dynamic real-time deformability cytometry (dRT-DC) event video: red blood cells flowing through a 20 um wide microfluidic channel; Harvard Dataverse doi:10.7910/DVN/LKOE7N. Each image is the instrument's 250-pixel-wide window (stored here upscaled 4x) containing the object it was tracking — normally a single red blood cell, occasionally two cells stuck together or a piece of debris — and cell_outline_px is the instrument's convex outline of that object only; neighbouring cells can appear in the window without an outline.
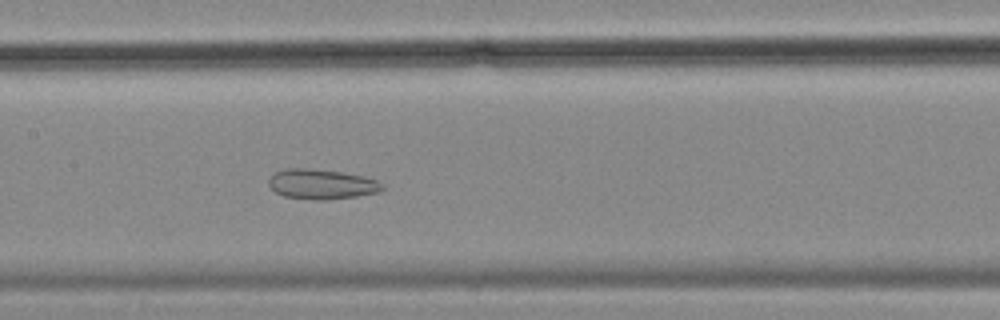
{"species": "common noctule bat (a hibernating species)", "species_latin": "Nyctalus noctula", "temperature_condition": "cold", "stored_images_in_passage": 42, "camera_frame_rate_fps": 3000, "um_per_image_px": 0.085, "animal": {"sex": "female", "body_mass_g": 18.4}, "frame": {"image": 1, "passage_image": 12, "time_ms": 3.667, "image_size_px": [1000, 320], "cell_outline_px": [[384, 188], [380, 192], [356, 196], [324, 200], [312, 200], [284, 196], [276, 192], [268, 184], [268, 180], [276, 172], [284, 168], [312, 168], [340, 172], [364, 176], [376, 180], [384, 184]], "centroid_in_image_um": [27.35, 15.65], "position_along_channel_um": 180.1, "area_um2": 19.88}}
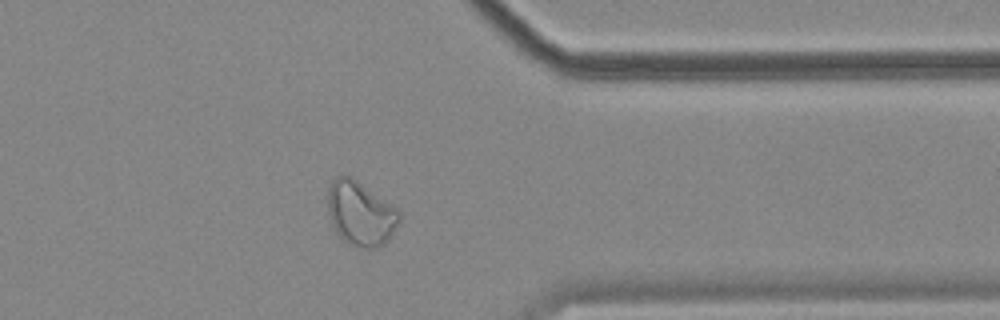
{"frame": {"image": 2, "passage_image": 30, "time_ms": 9.667, "image_size_px": [1000, 320], "cell_outline_px": [[400, 224], [388, 240], [384, 244], [376, 248], [364, 248], [352, 244], [344, 240], [336, 232], [332, 224], [328, 212], [328, 188], [332, 180], [336, 176], [352, 176], [396, 208], [400, 212]], "centroid_in_image_um": [30.66, 18.14], "position_along_channel_um": 380.7, "area_um2": 26.76}}
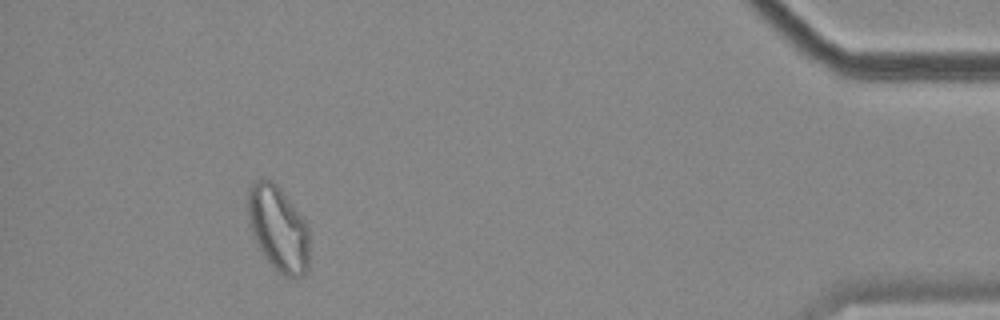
{"frame": {"image": 3, "passage_image": 37, "time_ms": 12.0, "image_size_px": [1000, 320], "cell_outline_px": [[308, 268], [304, 276], [284, 276], [264, 256], [252, 232], [248, 212], [248, 192], [252, 184], [256, 180], [272, 180], [280, 188], [304, 220], [308, 228]], "centroid_in_image_um": [23.66, 19.42], "position_along_channel_um": 411.5, "area_um2": 29.77}, "authors_computed_cell_mechanics": {"area_um2": 23.1489, "velocity_mm_per_s": 3.4935, "shape_relaxation_time_tau1_ms": null, "shape_relaxation_time_tau2_ms": 2.692, "deformation_change_tau1": null, "deformation_change_tau2": 0.0901}}